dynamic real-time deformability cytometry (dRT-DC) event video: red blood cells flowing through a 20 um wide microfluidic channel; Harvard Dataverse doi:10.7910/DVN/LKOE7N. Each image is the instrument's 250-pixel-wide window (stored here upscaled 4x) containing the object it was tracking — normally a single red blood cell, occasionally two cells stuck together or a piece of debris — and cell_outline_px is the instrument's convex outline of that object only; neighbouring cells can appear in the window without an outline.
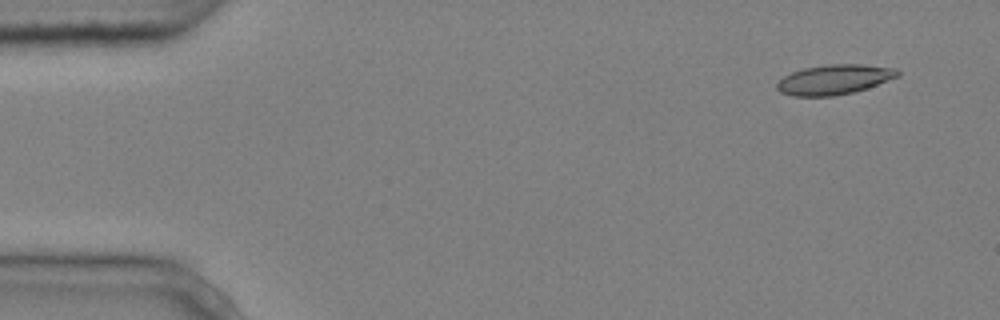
{"species": "common noctule bat (a hibernating species)", "species_latin": "Nyctalus noctula", "temperature_condition": "cold", "stored_images_in_passage": 8, "camera_frame_rate_fps": 3000, "um_per_image_px": 0.085, "animal": {"sex": "male", "body_mass_g": 20.4}, "frame": {"image": 1, "passage_image": 1, "time_ms": 0.0, "image_size_px": [1000, 320], "cell_outline_px": [[900, 76], [852, 92], [832, 96], [792, 96], [780, 92], [776, 88], [776, 84], [784, 76], [792, 72], [804, 68], [828, 64], [860, 64], [896, 68], [900, 72]], "centroid_in_image_um": [70.89, 6.75], "position_along_channel_um": 14.1, "area_um2": 20.81}}
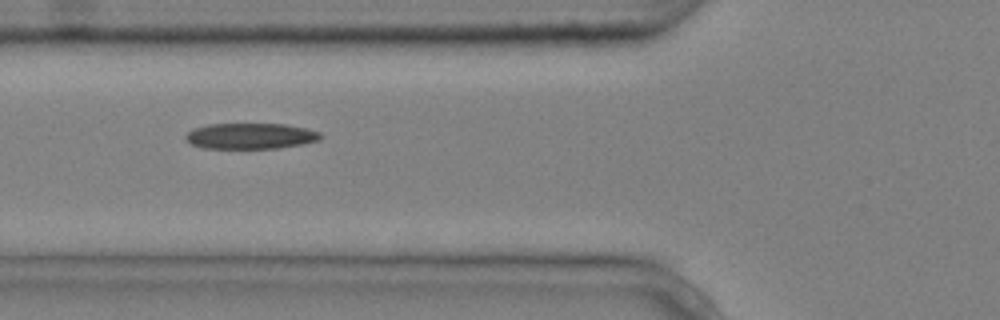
{"frame": {"image": 2, "passage_image": 4, "time_ms": 1.0, "image_size_px": [1000, 320], "cell_outline_px": [[324, 136], [320, 140], [304, 144], [280, 148], [204, 148], [192, 144], [184, 136], [192, 128], [208, 124], [284, 124], [304, 128], [320, 132]], "centroid_in_image_um": [21.33, 11.56], "position_along_channel_um": 104.5, "area_um2": 20.35}}
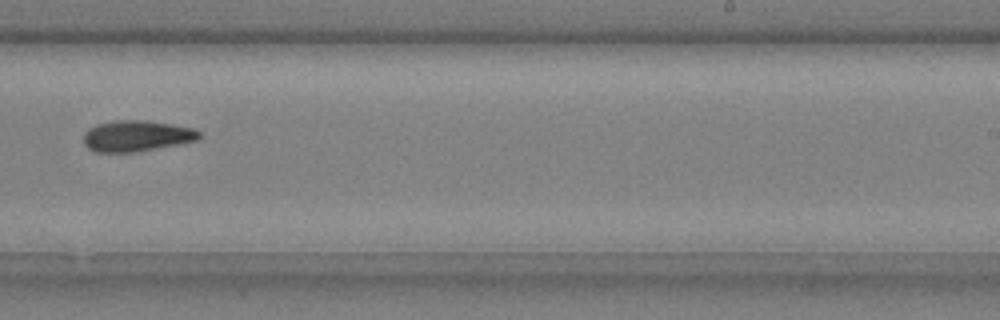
{"frame": {"image": 3, "passage_image": 8, "time_ms": 2.333, "image_size_px": [1000, 320], "cell_outline_px": [[200, 140], [136, 152], [96, 152], [88, 148], [84, 144], [84, 132], [88, 128], [96, 124], [116, 120], [148, 120], [196, 128], [200, 132]], "centroid_in_image_um": [11.63, 11.55], "position_along_channel_um": 277.4, "area_um2": 21.15}}